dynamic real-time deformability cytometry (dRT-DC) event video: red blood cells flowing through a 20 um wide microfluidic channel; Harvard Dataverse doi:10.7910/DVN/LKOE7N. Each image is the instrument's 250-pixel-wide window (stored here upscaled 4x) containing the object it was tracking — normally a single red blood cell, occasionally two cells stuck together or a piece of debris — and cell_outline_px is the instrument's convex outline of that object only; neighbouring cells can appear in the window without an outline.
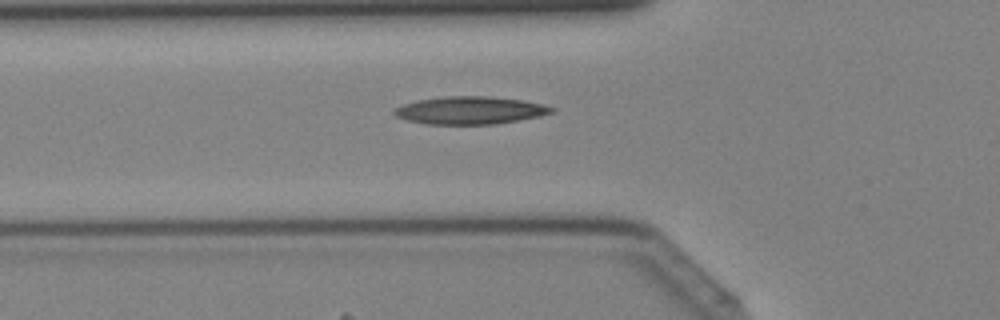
{"species": "Egyptian fruit bat (a non-hibernating species)", "species_latin": "Rousettus aegyptiacus", "temperature_condition": "cold", "stored_images_in_passage": 42, "camera_frame_rate_fps": 3000, "um_per_image_px": 0.085, "animal": {"sex": "female"}, "frame": {"image": 1, "passage_image": 15, "time_ms": 4.667, "image_size_px": [1000, 320], "cell_outline_px": [[556, 108], [552, 112], [540, 116], [496, 124], [428, 124], [408, 120], [396, 116], [392, 112], [392, 108], [416, 100], [444, 96], [488, 96], [524, 100]], "centroid_in_image_um": [39.92, 9.37], "position_along_channel_um": 85.9, "area_um2": 25.37}}
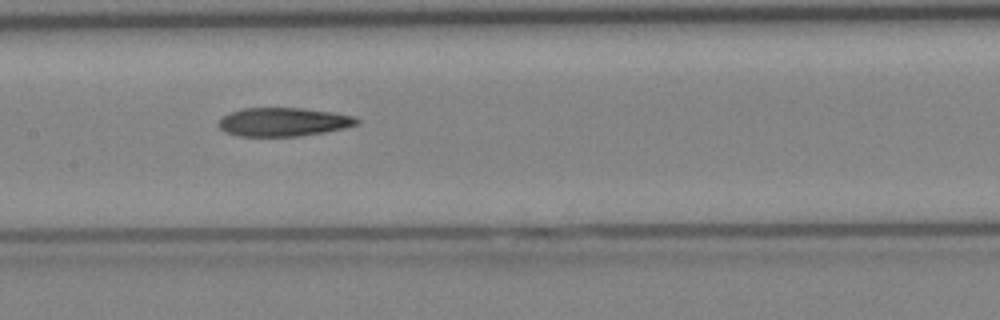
{"frame": {"image": 2, "passage_image": 21, "time_ms": 6.667, "image_size_px": [1000, 320], "cell_outline_px": [[360, 124], [344, 128], [324, 132], [300, 136], [236, 136], [224, 132], [216, 124], [224, 116], [240, 108], [300, 108], [332, 112], [352, 116], [360, 120]], "centroid_in_image_um": [24.07, 10.37], "position_along_channel_um": 183.3, "area_um2": 23.06}}
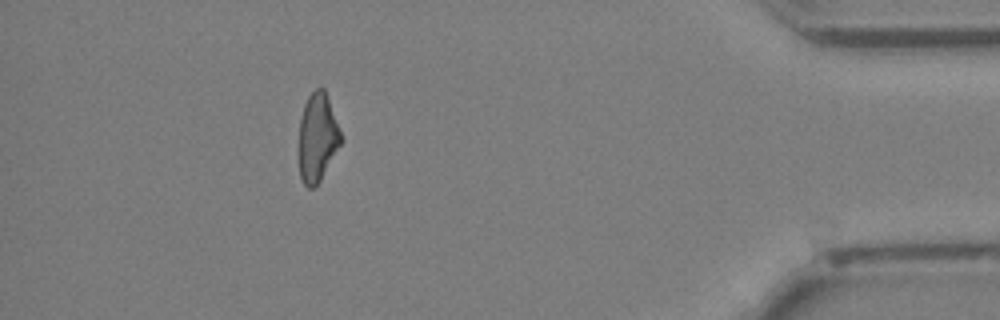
{"frame": {"image": 3, "passage_image": 38, "time_ms": 12.333, "image_size_px": [1000, 320], "cell_outline_px": [[344, 140], [320, 180], [312, 188], [308, 188], [304, 184], [300, 176], [300, 120], [304, 104], [308, 96], [316, 88], [324, 88]], "centroid_in_image_um": [27.01, 11.68], "position_along_channel_um": 408.2, "area_um2": 21.39}}